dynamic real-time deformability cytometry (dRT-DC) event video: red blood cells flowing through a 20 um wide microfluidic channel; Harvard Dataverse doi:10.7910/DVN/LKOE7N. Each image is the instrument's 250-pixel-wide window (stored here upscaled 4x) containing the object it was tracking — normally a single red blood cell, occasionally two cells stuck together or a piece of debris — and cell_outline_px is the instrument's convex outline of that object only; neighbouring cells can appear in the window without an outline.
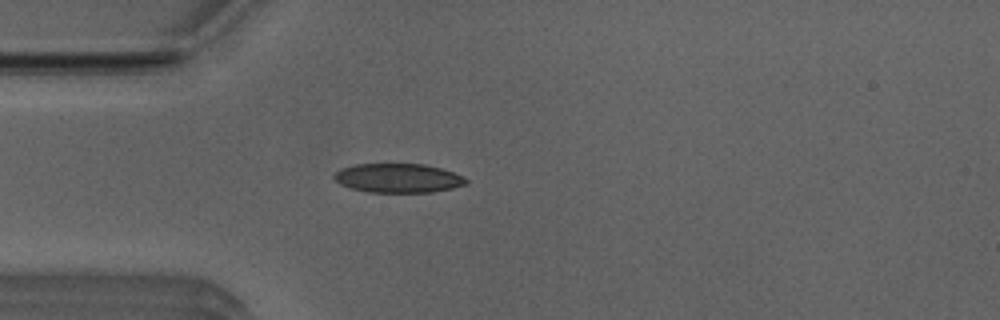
{"species": "Egyptian fruit bat (a non-hibernating species)", "species_latin": "Rousettus aegyptiacus", "temperature_condition": "room temperature", "stored_images_in_passage": 38, "camera_frame_rate_fps": 3000, "um_per_image_px": 0.085, "animal": {"sex": "male"}, "frame": {"image": 1, "passage_image": 1, "time_ms": 0.0, "image_size_px": [1000, 320], "cell_outline_px": [[468, 184], [452, 188], [432, 192], [368, 192], [352, 188], [340, 184], [332, 176], [340, 168], [356, 164], [424, 164], [440, 168], [464, 176], [468, 180]], "centroid_in_image_um": [33.85, 15.14], "position_along_channel_um": 51.1, "area_um2": 22.37}}
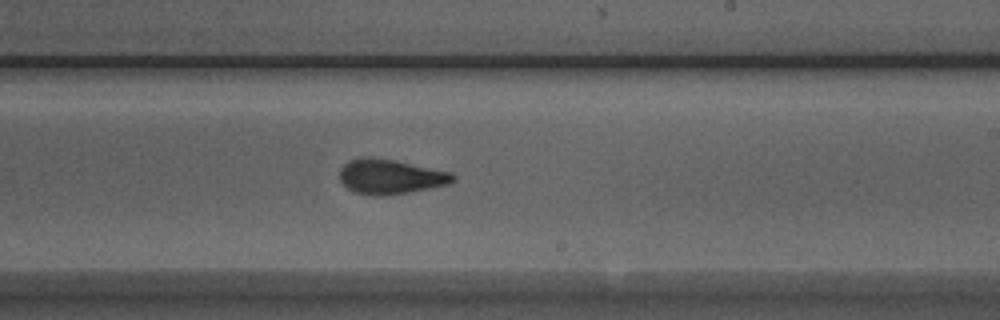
{"frame": {"image": 2, "passage_image": 17, "time_ms": 5.333, "image_size_px": [1000, 320], "cell_outline_px": [[456, 180], [448, 184], [408, 192], [384, 196], [368, 196], [356, 192], [348, 188], [340, 180], [340, 168], [348, 160], [360, 156], [372, 156], [396, 160], [452, 172], [456, 176]], "centroid_in_image_um": [33.17, 14.99], "position_along_channel_um": 255.8, "area_um2": 23.29}}
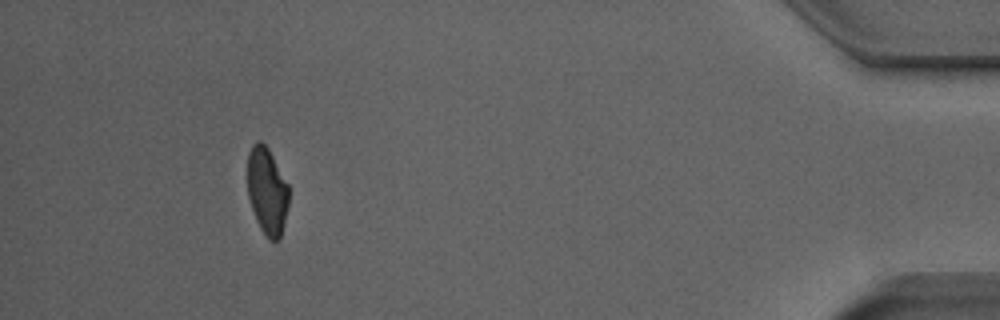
{"frame": {"image": 3, "passage_image": 34, "time_ms": 11.0, "image_size_px": [1000, 320], "cell_outline_px": [[288, 204], [280, 240], [268, 240], [260, 228], [256, 220], [248, 196], [248, 152], [252, 144], [256, 140], [260, 140], [268, 148], [288, 184]], "centroid_in_image_um": [22.69, 16.23], "position_along_channel_um": 412.5, "area_um2": 20.92}, "authors_computed_cell_mechanics": {"area_um2": 22.5131, "velocity_mm_per_s": 3.9868, "shape_relaxation_time_tau1_ms": 3.8488, "shape_relaxation_time_tau2_ms": 1.2183, "deformation_change_tau1": 0.1563, "deformation_change_tau2": 0.0708}}